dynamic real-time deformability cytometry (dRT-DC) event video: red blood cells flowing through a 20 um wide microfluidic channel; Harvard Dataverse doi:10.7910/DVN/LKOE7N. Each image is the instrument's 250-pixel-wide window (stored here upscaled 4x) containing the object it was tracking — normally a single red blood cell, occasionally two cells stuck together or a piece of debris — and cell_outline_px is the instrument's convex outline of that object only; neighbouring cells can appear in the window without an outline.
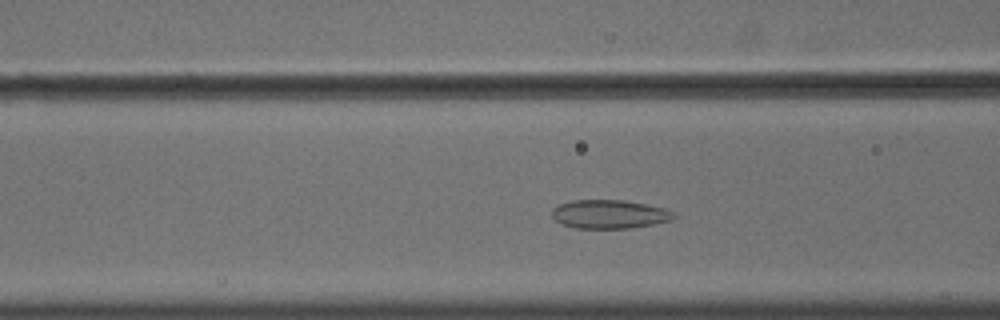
{"species": "common noctule bat (a hibernating species)", "species_latin": "Nyctalus noctula", "temperature_condition": "cold", "stored_images_in_passage": 49, "camera_frame_rate_fps": 3000, "um_per_image_px": 0.085, "animal": {"sex": "male", "body_mass_g": 18.8}, "frame": {"image": 1, "passage_image": 16, "time_ms": 5.0, "image_size_px": [1000, 320], "cell_outline_px": [[676, 216], [672, 220], [656, 224], [632, 228], [576, 228], [560, 224], [552, 216], [552, 208], [560, 204], [572, 200], [624, 200], [664, 208], [676, 212]], "centroid_in_image_um": [51.82, 18.21], "position_along_channel_um": 114.8, "area_um2": 20.52}}
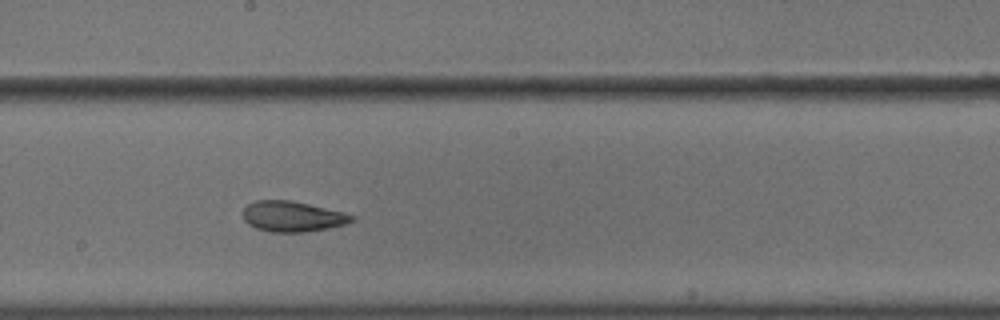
{"frame": {"image": 2, "passage_image": 25, "time_ms": 8.0, "image_size_px": [1000, 320], "cell_outline_px": [[356, 216], [352, 220], [344, 224], [328, 228], [304, 232], [272, 232], [256, 228], [248, 224], [244, 220], [244, 208], [248, 204], [256, 200], [288, 200], [308, 204], [344, 212]], "centroid_in_image_um": [24.84, 18.4], "position_along_channel_um": 223.4, "area_um2": 19.13}}
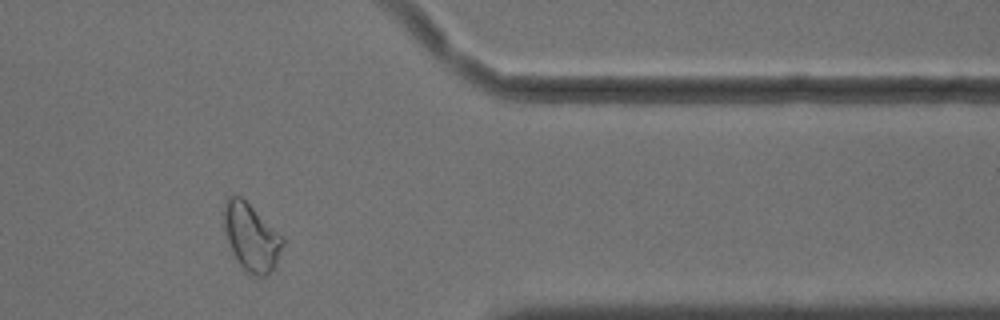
{"frame": {"image": 3, "passage_image": 40, "time_ms": 13.0, "image_size_px": [1000, 320], "cell_outline_px": [[284, 244], [276, 264], [268, 276], [256, 276], [248, 272], [236, 260], [228, 244], [224, 232], [224, 200], [232, 192], [240, 196], [284, 236]], "centroid_in_image_um": [21.35, 20.14], "position_along_channel_um": 390.1, "area_um2": 23.35}, "authors_computed_cell_mechanics": {"area_um2": 21.8484, "velocity_mm_per_s": 3.6091, "shape_relaxation_time_tau1_ms": null, "shape_relaxation_time_tau2_ms": 2.3811, "deformation_change_tau1": null, "deformation_change_tau2": 0.0781}}